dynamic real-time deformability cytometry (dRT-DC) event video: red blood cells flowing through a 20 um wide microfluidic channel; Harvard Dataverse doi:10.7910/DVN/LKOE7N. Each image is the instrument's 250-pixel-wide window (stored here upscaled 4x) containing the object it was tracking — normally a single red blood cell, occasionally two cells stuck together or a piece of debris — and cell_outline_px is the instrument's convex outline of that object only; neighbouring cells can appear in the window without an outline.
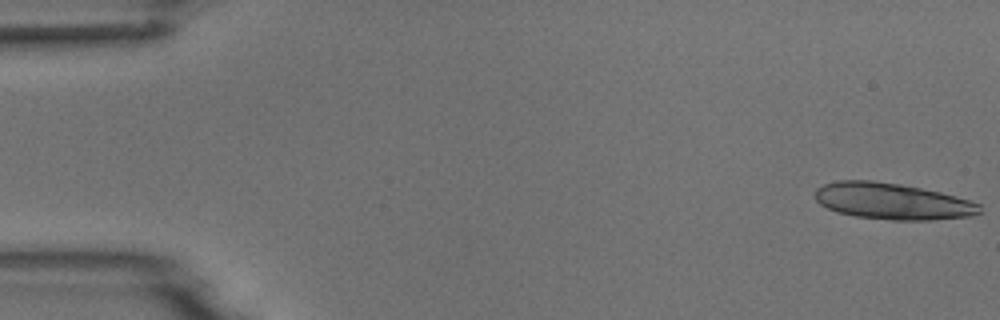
{"species": "common noctule bat (a hibernating species)", "species_latin": "Nyctalus noctula", "temperature_condition": "room temperature", "stored_images_in_passage": 7, "camera_frame_rate_fps": 3000, "um_per_image_px": 0.085, "animal": {"sex": "male", "body_mass_g": 18.8}, "frame": {"image": 1, "passage_image": 1, "time_ms": 0.0, "image_size_px": [1000, 320], "cell_outline_px": [[980, 212], [972, 216], [932, 220], [888, 220], [856, 216], [836, 212], [820, 204], [816, 200], [816, 188], [824, 184], [836, 180], [872, 180], [900, 184], [940, 192], [956, 196], [980, 204]], "centroid_in_image_um": [75.83, 17.11], "position_along_channel_um": 9.2, "area_um2": 34.91}}
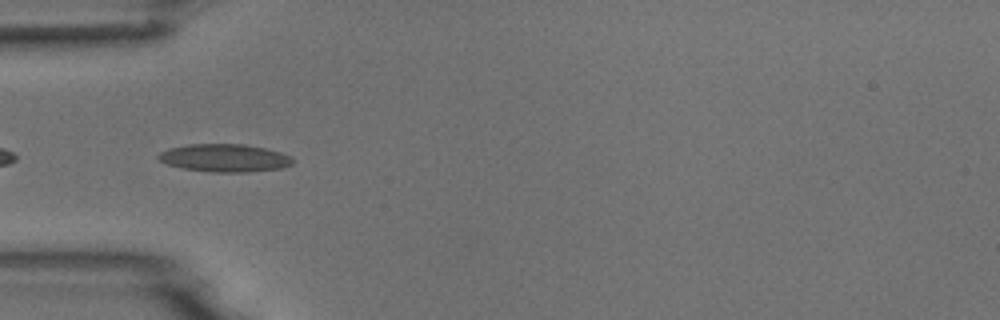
{"frame": {"image": 2, "passage_image": 5, "time_ms": 5.333, "image_size_px": [1000, 320], "cell_outline_px": [[292, 164], [280, 168], [248, 172], [212, 172], [180, 168], [168, 164], [160, 160], [156, 156], [160, 152], [168, 148], [188, 144], [244, 144], [264, 148], [280, 152], [288, 156], [292, 160]], "centroid_in_image_um": [19.04, 13.42], "position_along_channel_um": 66.0, "area_um2": 21.68}}